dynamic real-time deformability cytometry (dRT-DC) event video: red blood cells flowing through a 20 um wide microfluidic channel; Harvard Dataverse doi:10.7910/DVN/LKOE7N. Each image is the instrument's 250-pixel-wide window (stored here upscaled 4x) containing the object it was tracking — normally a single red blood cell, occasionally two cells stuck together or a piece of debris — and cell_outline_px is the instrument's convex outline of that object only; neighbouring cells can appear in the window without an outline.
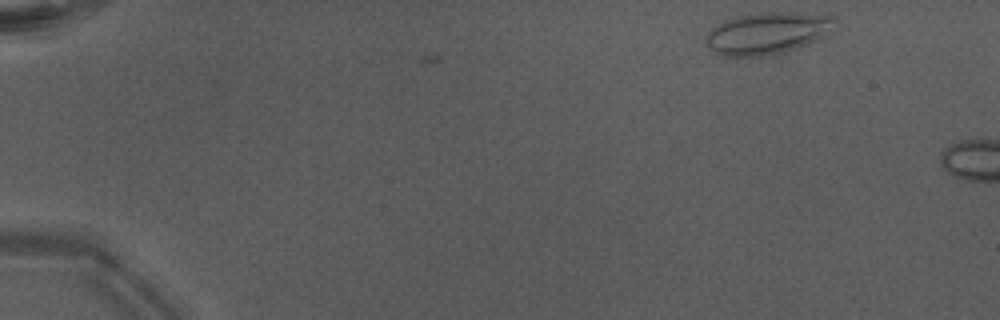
{"species": "Egyptian fruit bat (a non-hibernating species)", "species_latin": "Rousettus aegyptiacus", "temperature_condition": "warm", "stored_images_in_passage": 3, "camera_frame_rate_fps": 3000, "um_per_image_px": 0.085, "animal": {"sex": "male"}, "frame": {"image": 1, "passage_image": 3, "time_ms": 0.667, "image_size_px": [1000, 320], "cell_outline_px": [[836, 20], [824, 36], [796, 48], [780, 52], [760, 56], [724, 56], [708, 48], [704, 40], [708, 32], [716, 24], [724, 20], [740, 16], [760, 12], [792, 12], [832, 16]], "centroid_in_image_um": [65.15, 2.81], "position_along_channel_um": 19.9, "area_um2": 30.98}}